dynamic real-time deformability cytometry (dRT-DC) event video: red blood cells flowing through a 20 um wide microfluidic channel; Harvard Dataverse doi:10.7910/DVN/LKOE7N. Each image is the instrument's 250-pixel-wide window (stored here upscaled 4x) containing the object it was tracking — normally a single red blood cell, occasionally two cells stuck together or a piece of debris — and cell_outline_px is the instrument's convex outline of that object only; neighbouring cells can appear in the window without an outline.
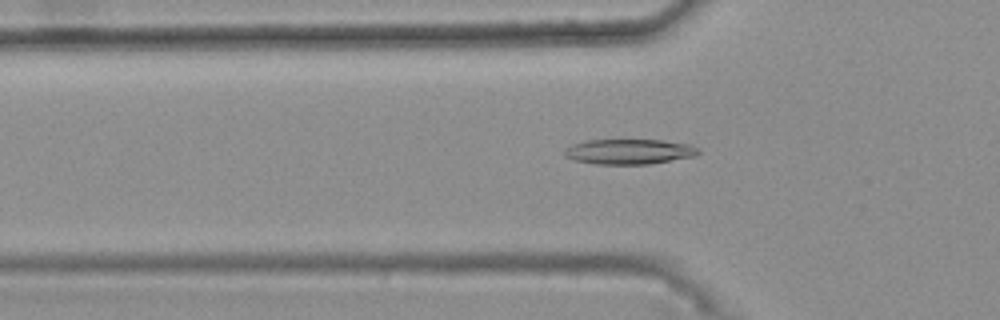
{"species": "common noctule bat (a hibernating species)", "species_latin": "Nyctalus noctula", "temperature_condition": "warm", "stored_images_in_passage": 48, "camera_frame_rate_fps": 3000, "um_per_image_px": 0.085, "animal": {"sex": "female", "body_mass_g": 25.1}, "frame": {"image": 1, "passage_image": 18, "time_ms": 5.667, "image_size_px": [1000, 320], "cell_outline_px": [[700, 152], [696, 156], [648, 164], [596, 164], [576, 160], [564, 156], [564, 152], [572, 144], [588, 140], [664, 140], [688, 144], [696, 148]], "centroid_in_image_um": [53.49, 12.89], "position_along_channel_um": 72.3, "area_um2": 19.42}}
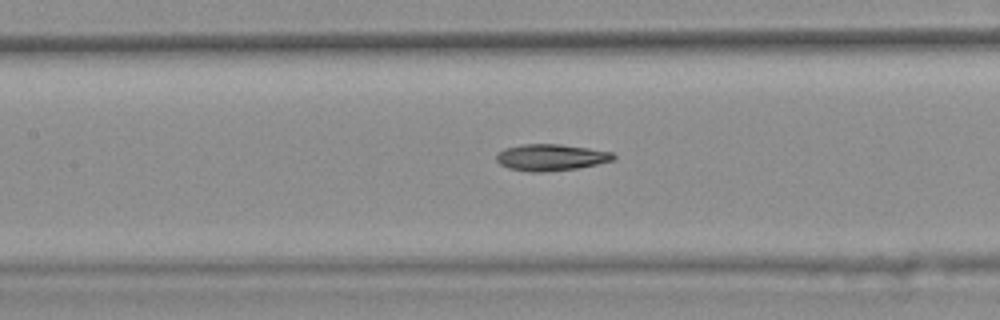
{"frame": {"image": 2, "passage_image": 25, "time_ms": 8.0, "image_size_px": [1000, 320], "cell_outline_px": [[616, 160], [576, 168], [544, 172], [528, 172], [508, 168], [500, 164], [496, 160], [496, 156], [504, 148], [520, 144], [560, 144], [588, 148], [612, 152], [616, 156]], "centroid_in_image_um": [46.82, 13.37], "position_along_channel_um": 160.6, "area_um2": 18.15}}
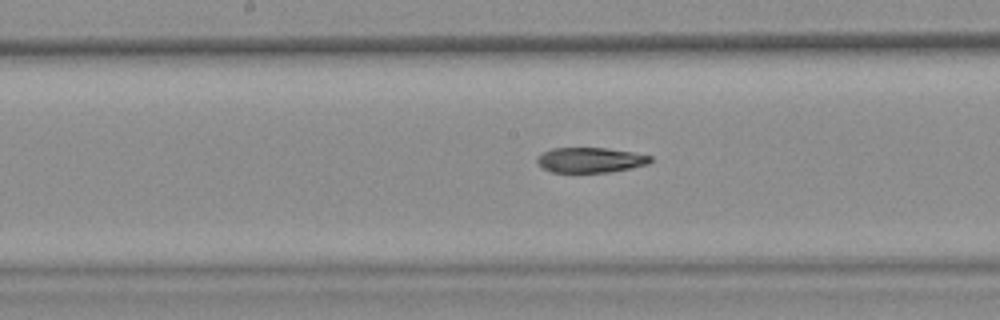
{"frame": {"image": 3, "passage_image": 28, "time_ms": 9.0, "image_size_px": [1000, 320], "cell_outline_px": [[652, 160], [648, 164], [632, 168], [608, 172], [552, 172], [544, 168], [536, 160], [544, 152], [552, 148], [608, 148], [632, 152], [652, 156]], "centroid_in_image_um": [50.23, 13.6], "position_along_channel_um": 198.0, "area_um2": 16.42}}